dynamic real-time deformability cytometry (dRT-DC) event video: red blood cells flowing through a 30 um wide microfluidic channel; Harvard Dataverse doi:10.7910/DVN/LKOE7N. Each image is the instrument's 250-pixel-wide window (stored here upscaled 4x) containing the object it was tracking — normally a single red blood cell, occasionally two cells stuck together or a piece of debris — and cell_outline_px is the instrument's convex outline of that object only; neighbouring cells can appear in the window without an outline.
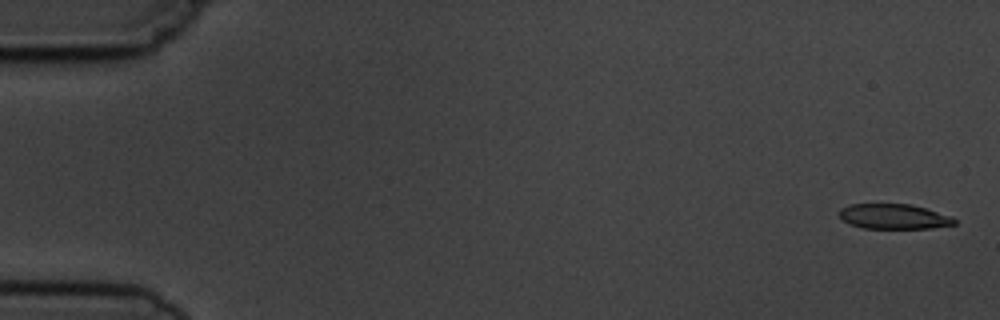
{"species": "common noctule bat (a hibernating species)", "species_latin": "Nyctalus noctula", "temperature_condition": "cold", "stored_images_in_passage": 5, "camera_frame_rate_fps": 3000, "um_per_image_px": 0.085, "animal": {"sex": "male", "body_mass_g": 19.5, "forearm_length_mm": 54.6}, "frame": {"image": 1, "passage_image": 1, "time_ms": 0.0, "image_size_px": [1000, 320], "cell_outline_px": [[956, 224], [932, 228], [864, 228], [852, 224], [844, 220], [836, 212], [840, 208], [848, 204], [912, 204], [952, 216], [956, 220]], "centroid_in_image_um": [75.98, 18.39], "position_along_channel_um": 9.0, "area_um2": 16.82}}
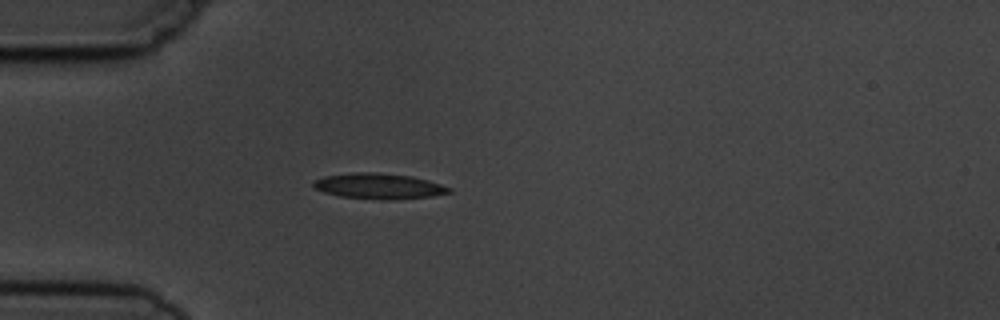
{"frame": {"image": 2, "passage_image": 5, "time_ms": 4.667, "image_size_px": [1000, 320], "cell_outline_px": [[452, 192], [432, 196], [396, 200], [384, 200], [340, 196], [324, 192], [316, 188], [312, 184], [312, 180], [324, 176], [352, 172], [380, 172], [412, 176], [428, 180], [452, 188]], "centroid_in_image_um": [32.21, 15.81], "position_along_channel_um": 52.8, "area_um2": 20.46}}